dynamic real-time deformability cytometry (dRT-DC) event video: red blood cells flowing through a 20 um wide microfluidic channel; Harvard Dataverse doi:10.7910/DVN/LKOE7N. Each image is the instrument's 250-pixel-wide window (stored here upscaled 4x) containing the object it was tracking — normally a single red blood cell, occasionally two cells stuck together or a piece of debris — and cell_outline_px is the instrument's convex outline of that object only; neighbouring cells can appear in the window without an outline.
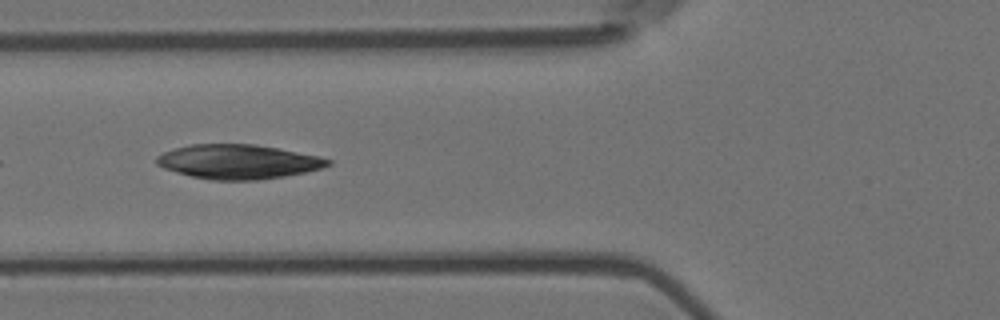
{"species": "Egyptian fruit bat (a non-hibernating species)", "species_latin": "Rousettus aegyptiacus", "temperature_condition": "room temperature", "stored_images_in_passage": 7, "camera_frame_rate_fps": 3000, "um_per_image_px": 0.085, "animal": {"sex": "female"}, "frame": {"image": 1, "passage_image": 6, "time_ms": 1.667, "image_size_px": [1000, 320], "cell_outline_px": [[332, 164], [320, 168], [304, 172], [284, 176], [256, 180], [212, 180], [192, 176], [176, 172], [164, 168], [156, 164], [156, 156], [164, 152], [176, 148], [192, 144], [256, 144], [320, 156], [332, 160]], "centroid_in_image_um": [20.25, 13.74], "position_along_channel_um": 105.6, "area_um2": 34.16}}
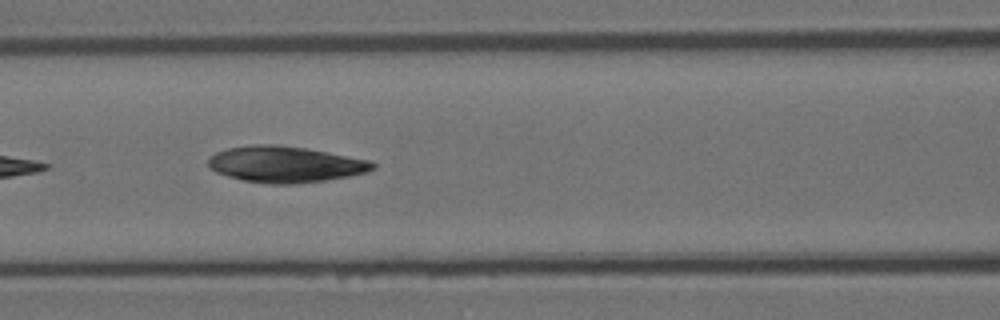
{"frame": {"image": 2, "passage_image": 7, "time_ms": 2.0, "image_size_px": [1000, 320], "cell_outline_px": [[376, 168], [368, 172], [348, 176], [324, 180], [292, 184], [268, 184], [244, 180], [228, 176], [216, 172], [208, 168], [208, 156], [216, 152], [228, 148], [256, 144], [276, 144], [304, 148], [372, 160], [376, 164]], "centroid_in_image_um": [24.24, 13.96], "position_along_channel_um": 142.4, "area_um2": 34.74}}